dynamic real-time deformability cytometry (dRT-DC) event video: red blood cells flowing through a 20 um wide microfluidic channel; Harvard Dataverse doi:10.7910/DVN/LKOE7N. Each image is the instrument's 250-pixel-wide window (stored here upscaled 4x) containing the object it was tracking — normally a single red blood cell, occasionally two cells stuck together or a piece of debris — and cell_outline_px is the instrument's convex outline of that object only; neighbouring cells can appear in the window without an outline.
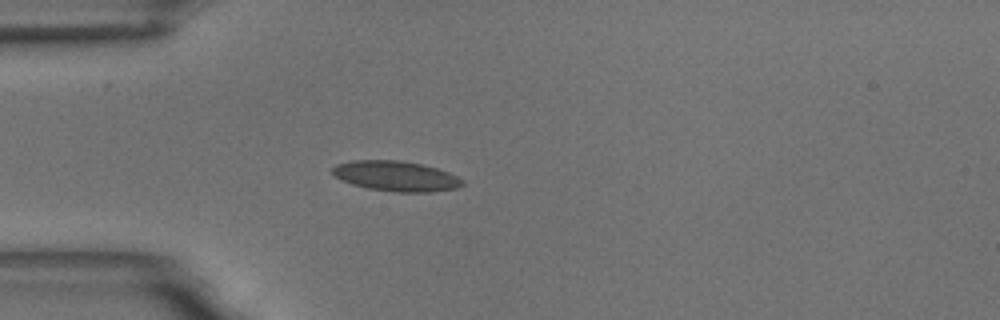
{"species": "common noctule bat (a hibernating species)", "species_latin": "Nyctalus noctula", "temperature_condition": "room temperature", "stored_images_in_passage": 41, "camera_frame_rate_fps": 3000, "um_per_image_px": 0.085, "animal": {"sex": "male", "body_mass_g": 18.8}, "frame": {"image": 1, "passage_image": 1, "time_ms": 0.0, "image_size_px": [1000, 320], "cell_outline_px": [[464, 184], [456, 188], [428, 192], [396, 192], [368, 188], [352, 184], [340, 180], [332, 172], [332, 168], [336, 164], [352, 160], [396, 160], [420, 164], [436, 168], [448, 172], [464, 180]], "centroid_in_image_um": [33.64, 14.97], "position_along_channel_um": 51.4, "area_um2": 22.72}}
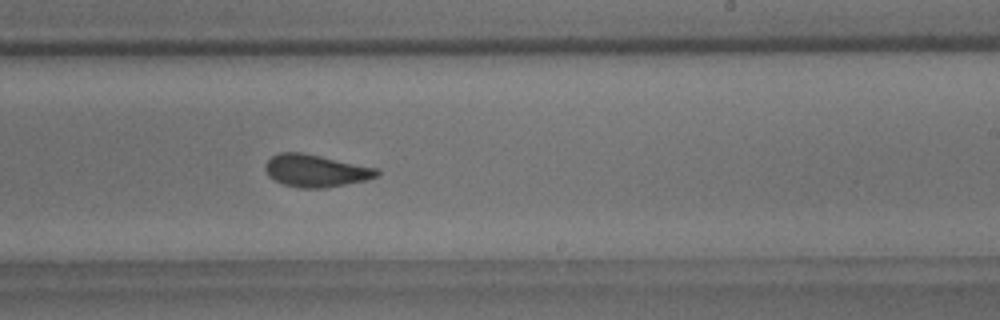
{"frame": {"image": 2, "passage_image": 19, "time_ms": 6.0, "image_size_px": [1000, 320], "cell_outline_px": [[380, 176], [364, 180], [324, 188], [300, 188], [284, 184], [268, 176], [264, 168], [264, 164], [272, 156], [280, 152], [300, 152], [320, 156], [376, 168], [380, 172]], "centroid_in_image_um": [26.81, 14.51], "position_along_channel_um": 262.2, "area_um2": 20.81}}
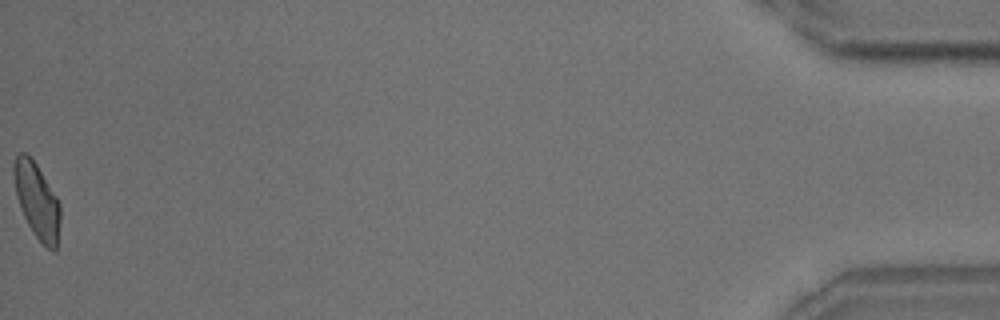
{"frame": {"image": 3, "passage_image": 41, "time_ms": 13.333, "image_size_px": [1000, 320], "cell_outline_px": [[60, 220], [56, 248], [52, 252], [32, 232], [20, 208], [16, 196], [12, 172], [12, 164], [16, 156], [20, 152], [24, 152], [36, 164], [56, 196], [60, 204]], "centroid_in_image_um": [3.11, 17.04], "position_along_channel_um": 432.1, "area_um2": 20.23}, "authors_computed_cell_mechanics": {"area_um2": 20.9814, "velocity_mm_per_s": 3.6684, "shape_relaxation_time_tau1_ms": 5.4229, "shape_relaxation_time_tau2_ms": 1.2403, "deformation_change_tau1": 0.1316, "deformation_change_tau2": 0.0756}}